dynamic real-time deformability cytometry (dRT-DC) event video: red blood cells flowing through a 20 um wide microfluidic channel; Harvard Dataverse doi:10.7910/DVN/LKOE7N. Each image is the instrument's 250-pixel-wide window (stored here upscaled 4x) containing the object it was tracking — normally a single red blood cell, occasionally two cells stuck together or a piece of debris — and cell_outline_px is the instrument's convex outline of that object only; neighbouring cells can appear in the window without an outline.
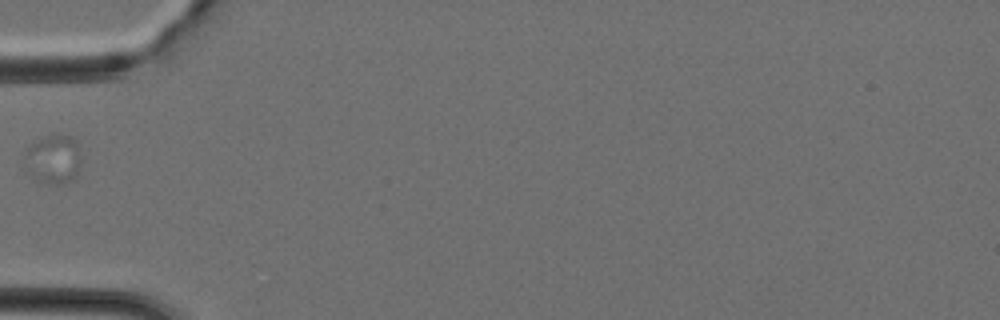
{"species": "Egyptian fruit bat (a non-hibernating species)", "species_latin": "Rousettus aegyptiacus", "temperature_condition": "cold", "stored_images_in_passage": 30, "camera_frame_rate_fps": 3000, "um_per_image_px": 0.085, "animal": {"sex": "female"}, "frame": {"image": 1, "passage_image": 1, "time_ms": 0.0, "image_size_px": [1000, 320], "cell_outline_px": [[80, 176], [76, 180], [64, 184], [44, 184], [36, 180], [24, 168], [24, 148], [28, 144], [40, 136], [56, 132], [72, 136], [76, 140], [80, 156]], "centroid_in_image_um": [4.51, 13.51], "position_along_channel_um": 80.5, "area_um2": 17.51}}
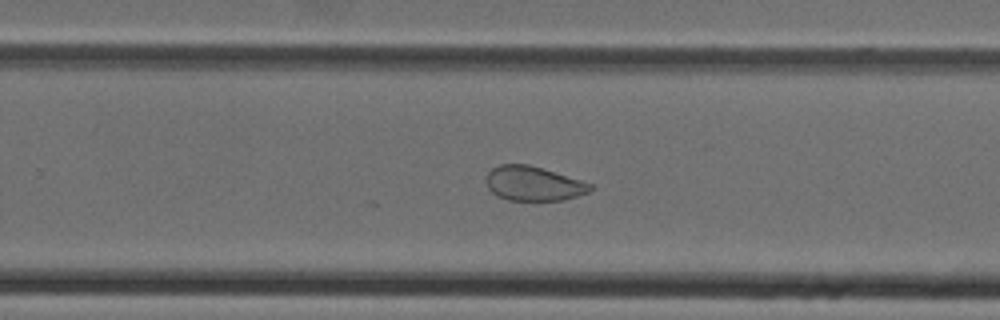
{"frame": {"image": 2, "passage_image": 13, "time_ms": 4.0, "image_size_px": [1000, 320], "cell_outline_px": [[596, 188], [588, 192], [564, 200], [508, 200], [496, 196], [488, 188], [484, 180], [488, 172], [492, 168], [500, 164], [528, 164], [580, 180], [592, 184]], "centroid_in_image_um": [45.31, 15.6], "position_along_channel_um": 284.5, "area_um2": 20.92}}
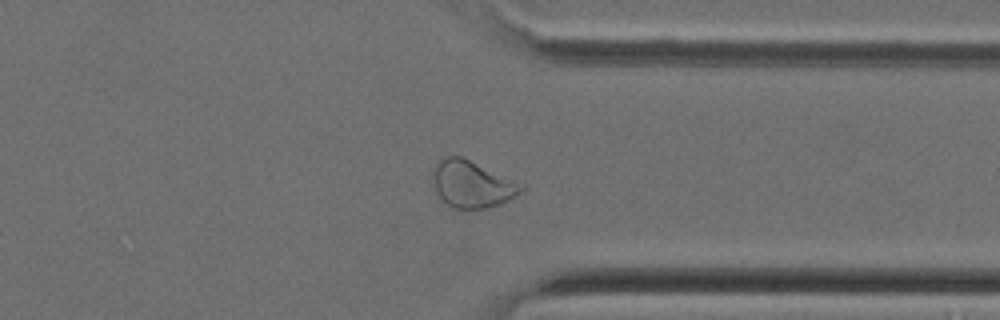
{"frame": {"image": 3, "passage_image": 19, "time_ms": 6.0, "image_size_px": [1000, 320], "cell_outline_px": [[524, 188], [520, 192], [500, 204], [488, 208], [452, 208], [436, 192], [432, 172], [432, 168], [440, 160], [448, 156], [460, 156]], "centroid_in_image_um": [40.01, 15.68], "position_along_channel_um": 371.4, "area_um2": 22.77}}